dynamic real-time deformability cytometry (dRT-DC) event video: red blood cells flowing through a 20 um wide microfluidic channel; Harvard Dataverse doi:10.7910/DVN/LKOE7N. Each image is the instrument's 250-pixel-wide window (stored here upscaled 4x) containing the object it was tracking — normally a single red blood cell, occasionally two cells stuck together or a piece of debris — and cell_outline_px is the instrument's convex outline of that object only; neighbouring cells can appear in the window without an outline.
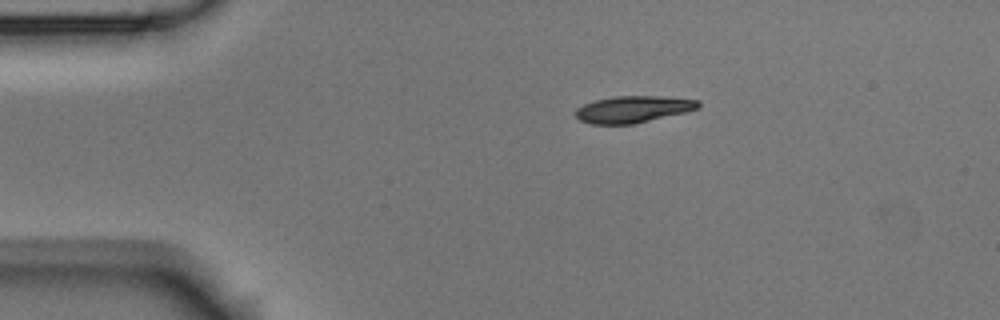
{"species": "Egyptian fruit bat (a non-hibernating species)", "species_latin": "Rousettus aegyptiacus", "temperature_condition": "room temperature", "stored_images_in_passage": 8, "camera_frame_rate_fps": 3000, "um_per_image_px": 0.085, "animal": {"sex": "male"}, "frame": {"image": 1, "passage_image": 2, "time_ms": 2.0, "image_size_px": [1000, 320], "cell_outline_px": [[700, 108], [684, 112], [632, 124], [592, 124], [580, 120], [572, 112], [576, 108], [584, 104], [596, 100], [616, 96], [664, 96], [700, 100]], "centroid_in_image_um": [53.8, 9.28], "position_along_channel_um": 31.2, "area_um2": 19.07}}
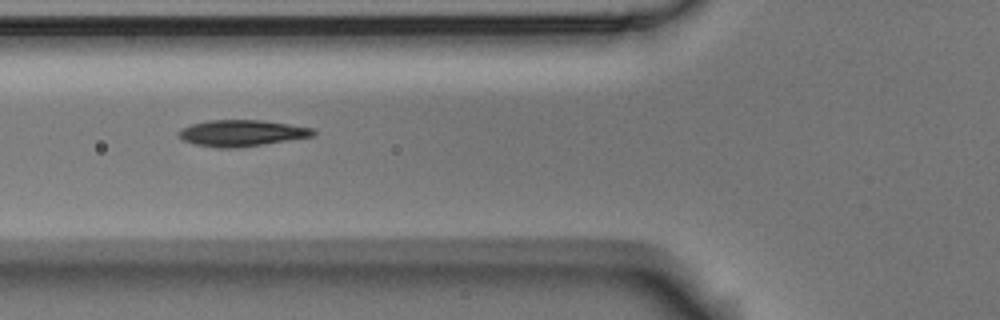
{"frame": {"image": 2, "passage_image": 5, "time_ms": 5.333, "image_size_px": [1000, 320], "cell_outline_px": [[316, 136], [264, 144], [236, 148], [216, 148], [196, 144], [184, 140], [176, 132], [192, 124], [208, 120], [260, 120], [316, 128]], "centroid_in_image_um": [20.61, 11.31], "position_along_channel_um": 105.2, "area_um2": 20.63}}
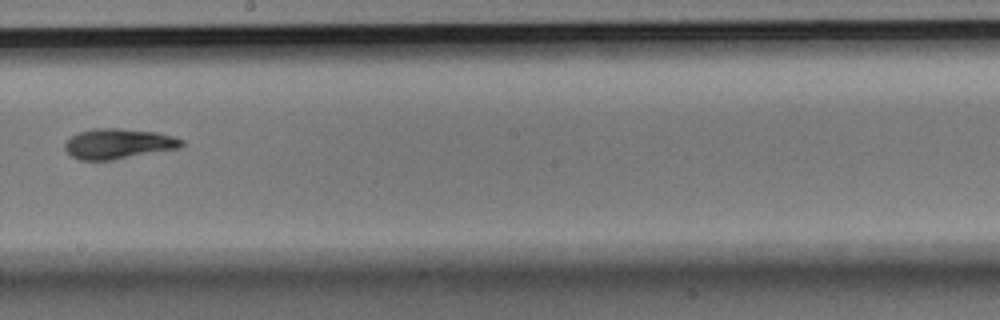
{"frame": {"image": 3, "passage_image": 8, "time_ms": 9.0, "image_size_px": [1000, 320], "cell_outline_px": [[184, 144], [180, 148], [112, 160], [80, 160], [72, 156], [64, 148], [64, 144], [76, 132], [92, 128], [120, 128], [156, 132], [172, 136], [184, 140]], "centroid_in_image_um": [10.05, 12.21], "position_along_channel_um": 238.1, "area_um2": 20.63}}